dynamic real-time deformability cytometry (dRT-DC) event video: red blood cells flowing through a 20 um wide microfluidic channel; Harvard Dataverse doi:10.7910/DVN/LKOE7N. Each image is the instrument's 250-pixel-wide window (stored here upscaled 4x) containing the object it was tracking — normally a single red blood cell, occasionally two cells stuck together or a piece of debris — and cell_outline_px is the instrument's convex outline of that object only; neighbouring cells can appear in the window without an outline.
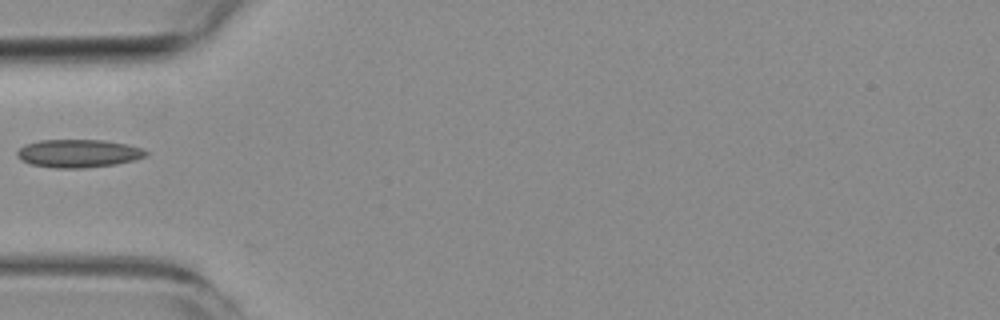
{"species": "common noctule bat (a hibernating species)", "species_latin": "Nyctalus noctula", "temperature_condition": "room temperature", "stored_images_in_passage": 1, "camera_frame_rate_fps": 3000, "um_per_image_px": 0.085, "animal": {"sex": "female", "body_mass_g": 19.3, "forearm_length_mm": 54.1}, "frame": {"image": 1, "passage_image": 1, "time_ms": 0.0, "image_size_px": [1000, 320], "cell_outline_px": [[148, 156], [136, 160], [116, 164], [84, 168], [56, 168], [28, 164], [20, 160], [16, 156], [16, 152], [20, 148], [28, 144], [40, 140], [104, 140], [144, 148], [148, 152]], "centroid_in_image_um": [6.68, 13.05], "position_along_channel_um": 78.3, "area_um2": 21.21}}